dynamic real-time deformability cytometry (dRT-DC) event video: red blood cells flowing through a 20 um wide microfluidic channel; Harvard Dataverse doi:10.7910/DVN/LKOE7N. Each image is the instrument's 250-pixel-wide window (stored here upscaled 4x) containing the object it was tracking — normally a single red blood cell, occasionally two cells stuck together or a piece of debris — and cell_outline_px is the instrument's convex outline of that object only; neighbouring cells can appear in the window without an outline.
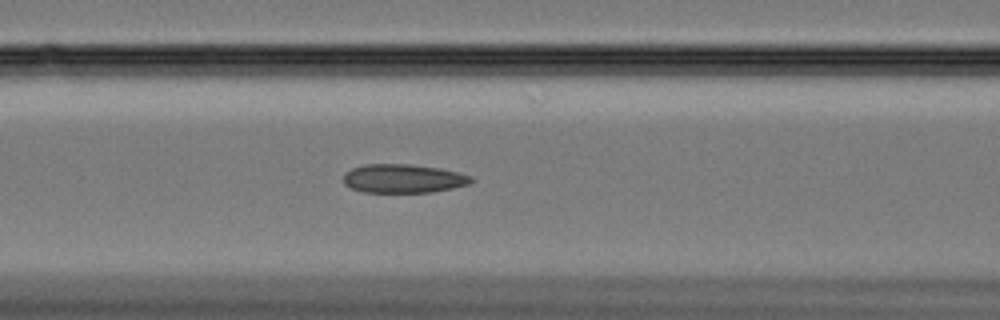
{"species": "Egyptian fruit bat (a non-hibernating species)", "species_latin": "Rousettus aegyptiacus", "temperature_condition": "cold", "stored_images_in_passage": 58, "camera_frame_rate_fps": 3000, "um_per_image_px": 0.085, "animal": {"sex": "female"}, "frame": {"image": 1, "passage_image": 25, "time_ms": 8.0, "image_size_px": [1000, 320], "cell_outline_px": [[476, 180], [468, 184], [452, 188], [432, 192], [364, 192], [352, 188], [344, 184], [344, 172], [352, 168], [364, 164], [408, 164], [440, 168], [472, 176]], "centroid_in_image_um": [34.28, 15.17], "position_along_channel_um": 132.3, "area_um2": 21.39}}
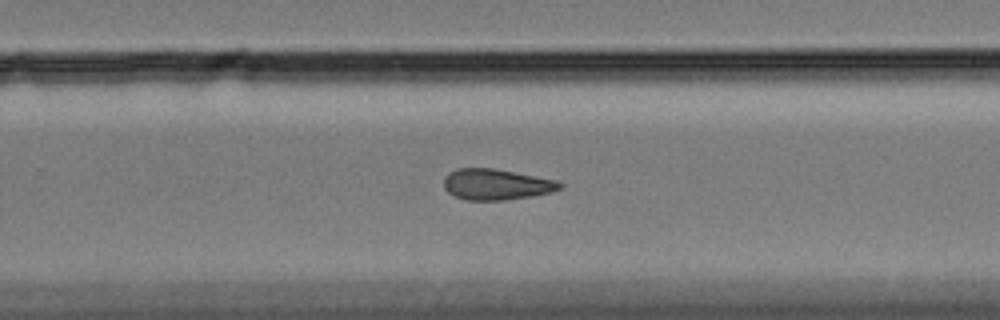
{"frame": {"image": 2, "passage_image": 39, "time_ms": 12.667, "image_size_px": [1000, 320], "cell_outline_px": [[564, 188], [552, 192], [532, 196], [504, 200], [464, 200], [448, 192], [444, 188], [444, 176], [448, 172], [456, 168], [492, 168], [556, 180], [564, 184]], "centroid_in_image_um": [42.18, 15.67], "position_along_channel_um": 287.6, "area_um2": 20.98}}
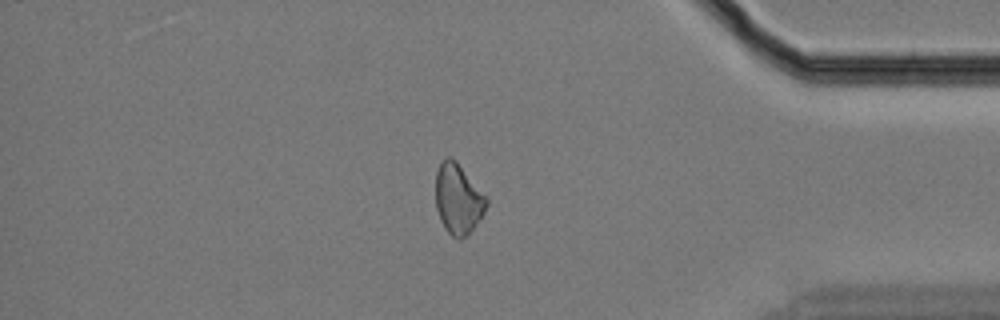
{"frame": {"image": 3, "passage_image": 51, "time_ms": 16.667, "image_size_px": [1000, 320], "cell_outline_px": [[488, 204], [480, 220], [460, 240], [456, 240], [444, 228], [440, 220], [436, 208], [436, 172], [440, 160], [444, 156], [448, 156], [456, 160], [488, 196]], "centroid_in_image_um": [38.94, 16.87], "position_along_channel_um": 396.3, "area_um2": 21.21}}